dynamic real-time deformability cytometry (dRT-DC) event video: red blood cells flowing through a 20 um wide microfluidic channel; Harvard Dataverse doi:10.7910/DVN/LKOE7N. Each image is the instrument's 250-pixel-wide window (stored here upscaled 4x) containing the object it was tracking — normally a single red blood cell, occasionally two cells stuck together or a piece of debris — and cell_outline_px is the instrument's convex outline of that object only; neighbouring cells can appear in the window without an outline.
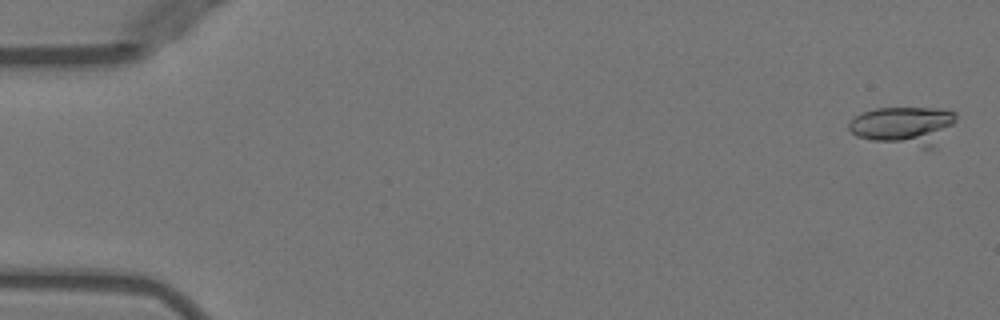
{"species": "Egyptian fruit bat (a non-hibernating species)", "species_latin": "Rousettus aegyptiacus", "temperature_condition": "warm", "stored_images_in_passage": 9, "camera_frame_rate_fps": 3000, "um_per_image_px": 0.085, "animal": {"sex": "female"}, "frame": {"image": 1, "passage_image": 2, "time_ms": 0.333, "image_size_px": [1000, 320], "cell_outline_px": [[956, 120], [936, 148], [924, 148], [872, 140], [856, 136], [848, 128], [848, 124], [860, 112], [876, 108], [936, 108], [956, 112]], "centroid_in_image_um": [76.85, 10.69], "position_along_channel_um": 8.1, "area_um2": 24.22}}